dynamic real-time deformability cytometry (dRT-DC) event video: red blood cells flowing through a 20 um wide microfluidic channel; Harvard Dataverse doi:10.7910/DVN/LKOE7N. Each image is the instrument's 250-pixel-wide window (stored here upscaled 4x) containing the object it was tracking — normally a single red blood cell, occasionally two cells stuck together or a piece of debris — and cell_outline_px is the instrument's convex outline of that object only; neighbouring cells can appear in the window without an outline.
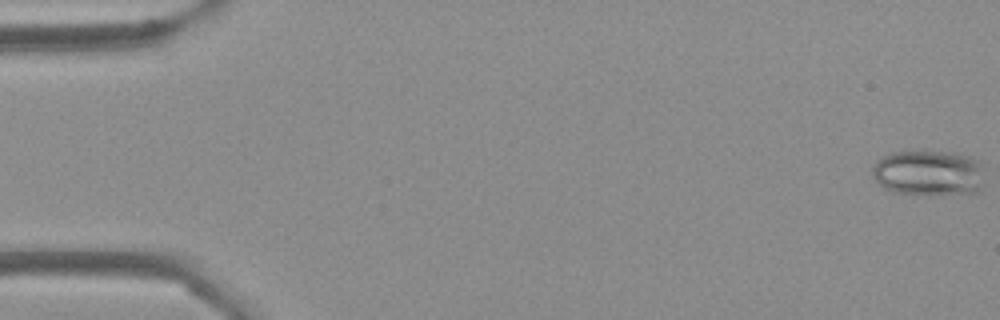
{"species": "Egyptian fruit bat (a non-hibernating species)", "species_latin": "Rousettus aegyptiacus", "temperature_condition": "cold", "stored_images_in_passage": 53, "camera_frame_rate_fps": 3000, "um_per_image_px": 0.085, "frame": {"image": 1, "passage_image": 1, "time_ms": 0.0, "image_size_px": [1000, 320], "cell_outline_px": [[980, 184], [976, 192], [932, 196], [892, 192], [884, 188], [872, 176], [872, 164], [880, 156], [888, 152], [920, 148], [924, 148], [948, 152], [968, 156], [976, 160], [980, 164]], "centroid_in_image_um": [78.8, 14.66], "position_along_channel_um": 6.2, "area_um2": 30.75}}
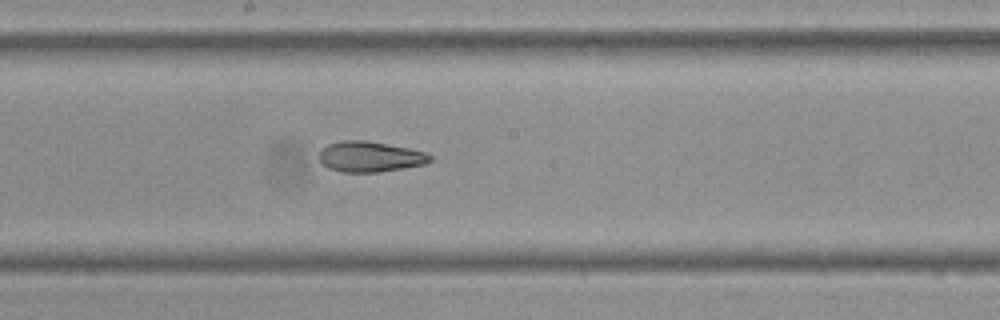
{"frame": {"image": 2, "passage_image": 29, "time_ms": 9.333, "image_size_px": [1000, 320], "cell_outline_px": [[432, 160], [424, 164], [404, 168], [376, 172], [340, 172], [328, 168], [320, 160], [320, 152], [328, 144], [344, 140], [364, 140], [408, 148], [428, 152], [432, 156]], "centroid_in_image_um": [31.48, 13.32], "position_along_channel_um": 216.7, "area_um2": 19.59}}
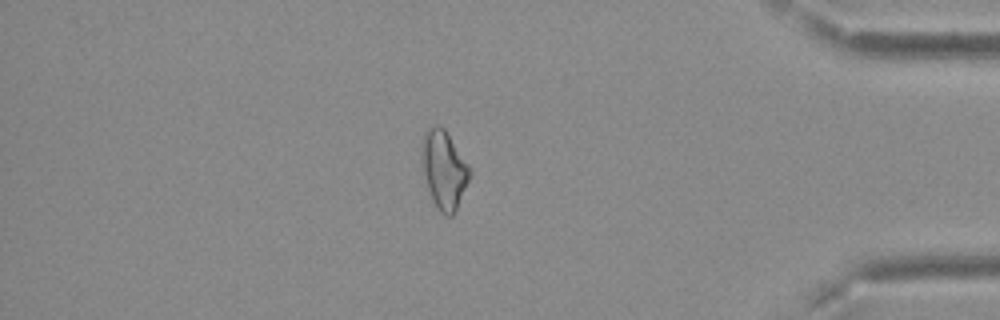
{"frame": {"image": 3, "passage_image": 46, "time_ms": 15.0, "image_size_px": [1000, 320], "cell_outline_px": [[472, 172], [456, 208], [452, 216], [444, 216], [440, 212], [432, 200], [428, 188], [420, 160], [420, 144], [424, 132], [428, 124], [440, 124], [444, 128], [468, 164]], "centroid_in_image_um": [37.69, 14.35], "position_along_channel_um": 397.5, "area_um2": 22.08}, "authors_computed_cell_mechanics": {"area_um2": 21.7328, "velocity_mm_per_s": 3.7996, "shape_relaxation_time_tau1_ms": 6.543, "shape_relaxation_time_tau2_ms": 2.3308, "deformation_change_tau1": 0.1292, "deformation_change_tau2": 0.0974}}